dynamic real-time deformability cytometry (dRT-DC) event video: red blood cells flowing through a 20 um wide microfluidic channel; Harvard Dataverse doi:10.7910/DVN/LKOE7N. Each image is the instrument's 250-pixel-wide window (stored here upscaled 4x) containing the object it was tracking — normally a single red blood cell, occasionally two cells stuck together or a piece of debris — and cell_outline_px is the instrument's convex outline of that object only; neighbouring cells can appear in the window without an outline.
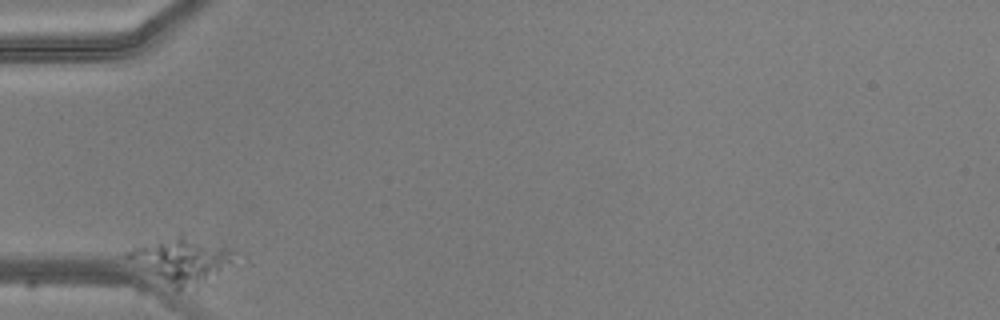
{"species": "common noctule bat (a hibernating species)", "species_latin": "Nyctalus noctula", "temperature_condition": "warm", "stored_images_in_passage": 3, "camera_frame_rate_fps": 3000, "um_per_image_px": 0.085, "animal": {"sex": "male", "body_mass_g": 20.5, "forearm_length_mm": 52.5}, "frame": {"image": 1, "passage_image": 1, "time_ms": 0.0, "image_size_px": [1000, 320], "cell_outline_px": [[232, 252], [228, 260], [216, 272], [204, 280], [196, 284], [176, 292], [124, 256], [124, 252], [180, 232], [228, 248]], "centroid_in_image_um": [15.29, 22.08], "position_along_channel_um": 69.7, "area_um2": 26.88}}
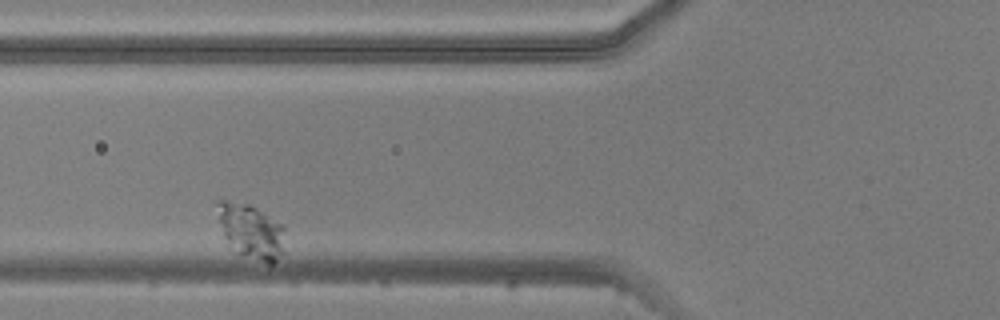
{"frame": {"image": 2, "passage_image": 2, "time_ms": 1.333, "image_size_px": [1000, 320], "cell_outline_px": [[284, 252], [272, 264], [268, 264], [240, 252], [224, 236], [216, 204], [220, 200], [224, 200], [248, 204], [280, 224], [284, 228]], "centroid_in_image_um": [21.38, 19.65], "position_along_channel_um": 104.4, "area_um2": 20.46}}